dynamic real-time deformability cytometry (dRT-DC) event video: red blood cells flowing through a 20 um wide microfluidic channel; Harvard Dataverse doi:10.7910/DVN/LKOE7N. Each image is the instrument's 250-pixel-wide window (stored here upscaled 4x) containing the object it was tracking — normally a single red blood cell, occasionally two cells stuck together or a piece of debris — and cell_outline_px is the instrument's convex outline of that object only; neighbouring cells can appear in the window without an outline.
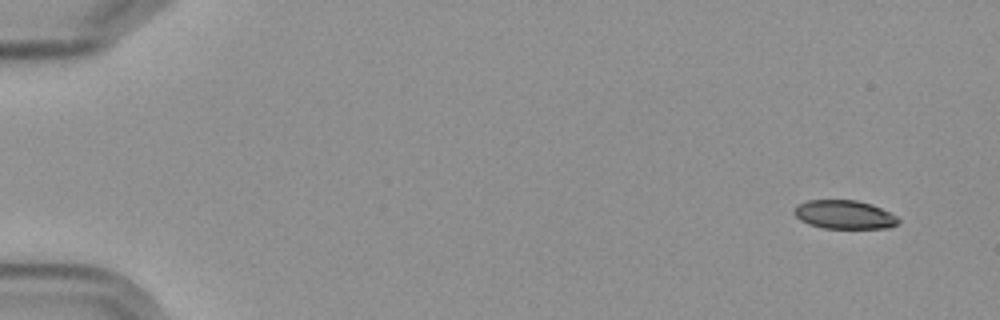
{"species": "Egyptian fruit bat (a non-hibernating species)", "species_latin": "Rousettus aegyptiacus", "temperature_condition": "cold", "stored_images_in_passage": 3, "segment_of_instrument_passage": [2, 2], "camera_frame_rate_fps": 3000, "um_per_image_px": 0.085, "frame": {"image": 1, "passage_image": 3, "time_ms": 3.0, "image_size_px": [1000, 320], "cell_outline_px": [[900, 220], [896, 224], [888, 228], [824, 228], [808, 224], [800, 220], [792, 212], [800, 204], [808, 200], [856, 200], [872, 204], [896, 216]], "centroid_in_image_um": [71.76, 18.24], "position_along_channel_um": 13.2, "area_um2": 17.22}}